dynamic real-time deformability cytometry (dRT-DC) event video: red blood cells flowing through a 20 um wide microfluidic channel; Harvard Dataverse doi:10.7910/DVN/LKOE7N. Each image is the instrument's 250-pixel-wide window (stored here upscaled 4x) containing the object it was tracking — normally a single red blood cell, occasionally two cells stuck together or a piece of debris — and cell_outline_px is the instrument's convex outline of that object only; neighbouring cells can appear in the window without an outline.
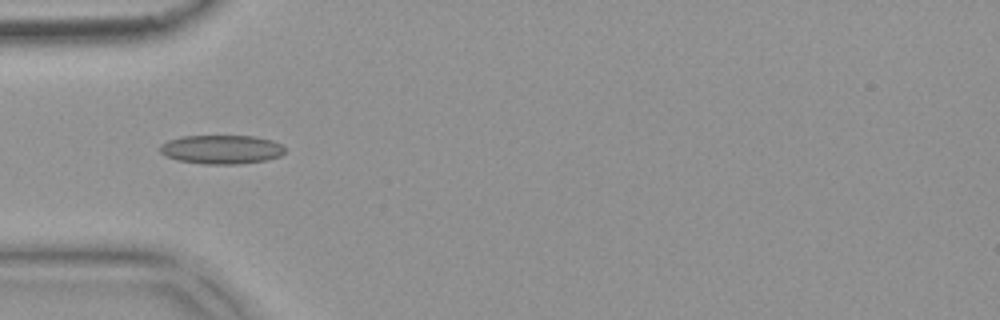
{"species": "common noctule bat (a hibernating species)", "species_latin": "Nyctalus noctula", "temperature_condition": "warm", "stored_images_in_passage": 42, "camera_frame_rate_fps": 3000, "um_per_image_px": 0.085, "animal": {"sex": "female", "body_mass_g": 18.4}, "frame": {"image": 1, "passage_image": 12, "time_ms": 3.667, "image_size_px": [1000, 320], "cell_outline_px": [[284, 152], [280, 156], [268, 160], [236, 164], [204, 164], [176, 160], [164, 156], [160, 152], [160, 144], [168, 140], [180, 136], [256, 136], [272, 140], [280, 144], [284, 148]], "centroid_in_image_um": [18.79, 12.7], "position_along_channel_um": 66.2, "area_um2": 21.21}}
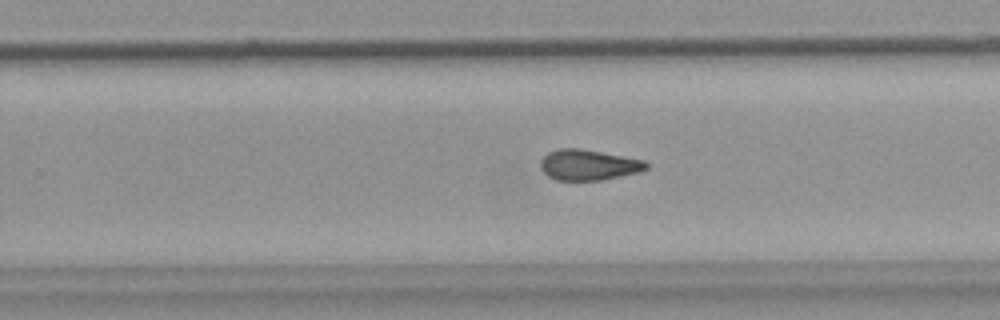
{"frame": {"image": 2, "passage_image": 29, "time_ms": 9.333, "image_size_px": [1000, 320], "cell_outline_px": [[648, 168], [640, 172], [600, 180], [556, 180], [548, 176], [540, 168], [540, 160], [548, 152], [556, 148], [580, 148], [644, 160], [648, 164]], "centroid_in_image_um": [49.99, 14.01], "position_along_channel_um": 279.8, "area_um2": 18.9}}
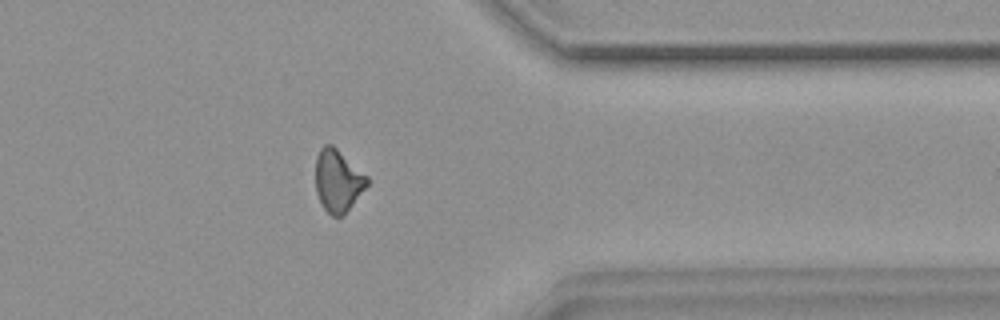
{"frame": {"image": 3, "passage_image": 38, "time_ms": 12.333, "image_size_px": [1000, 320], "cell_outline_px": [[368, 184], [344, 216], [332, 216], [324, 208], [316, 192], [316, 156], [320, 148], [324, 144], [332, 144], [368, 176]], "centroid_in_image_um": [28.72, 15.35], "position_along_channel_um": 382.7, "area_um2": 18.67}, "authors_computed_cell_mechanics": {"area_um2": 19.2763, "velocity_mm_per_s": 3.7834, "shape_relaxation_time_tau1_ms": null, "shape_relaxation_time_tau2_ms": 1.6239, "deformation_change_tau1": null, "deformation_change_tau2": 0.081}}